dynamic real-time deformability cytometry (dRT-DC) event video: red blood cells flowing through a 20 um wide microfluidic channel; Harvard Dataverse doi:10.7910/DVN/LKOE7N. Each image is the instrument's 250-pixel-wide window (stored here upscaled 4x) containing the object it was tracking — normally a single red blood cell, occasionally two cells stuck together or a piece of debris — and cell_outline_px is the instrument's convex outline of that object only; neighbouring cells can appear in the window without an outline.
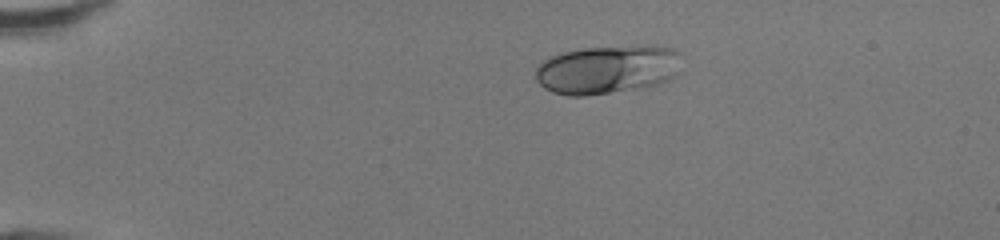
{"species": "human", "species_latin": "Homo sapiens", "temperature_condition": "room temperature", "stored_images_in_passage": 39, "camera_frame_rate_fps": 3000, "um_per_image_px": 0.085, "donor": {"sex": "female"}, "frame": {"image": 1, "passage_image": 1, "time_ms": 0.0, "image_size_px": [1000, 240], "cell_outline_px": [[680, 52], [676, 76], [656, 84], [640, 88], [584, 96], [568, 96], [552, 92], [544, 88], [536, 80], [536, 68], [544, 60], [552, 56], [564, 52], [584, 48], [648, 44], [676, 48]], "centroid_in_image_um": [51.64, 5.89], "position_along_channel_um": 33.4, "area_um2": 41.62}}
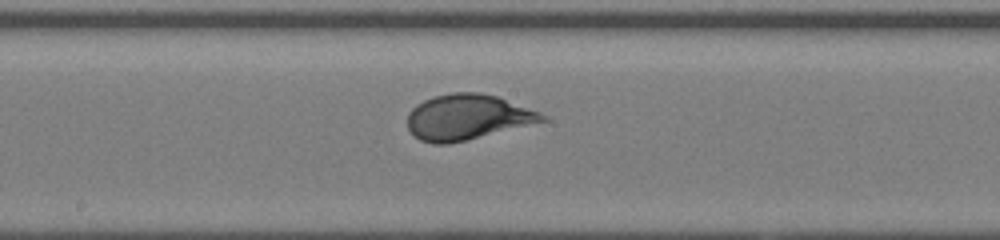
{"frame": {"image": 2, "passage_image": 18, "time_ms": 5.667, "image_size_px": [1000, 240], "cell_outline_px": [[548, 120], [448, 144], [432, 144], [420, 140], [408, 128], [408, 112], [416, 104], [424, 100], [436, 96], [452, 92], [480, 92], [496, 96], [540, 112], [548, 116]], "centroid_in_image_um": [39.71, 9.95], "position_along_channel_um": 208.5, "area_um2": 35.32}}
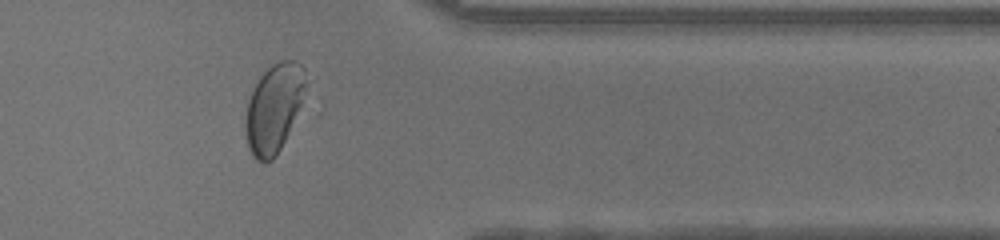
{"frame": {"image": 3, "passage_image": 31, "time_ms": 10.0, "image_size_px": [1000, 240], "cell_outline_px": [[316, 76], [276, 156], [272, 160], [264, 164], [256, 160], [252, 156], [248, 148], [244, 128], [244, 124], [248, 100], [260, 76], [272, 64], [280, 60], [292, 60], [300, 64]], "centroid_in_image_um": [23.38, 9.12], "position_along_channel_um": 388.0, "area_um2": 32.37}, "authors_computed_cell_mechanics": {"area_um2": 36.0094, "velocity_mm_per_s": 4.3037, "shape_relaxation_time_tau1_ms": 3.1886, "shape_relaxation_time_tau2_ms": null, "deformation_change_tau1": 0.1794, "deformation_change_tau2": null}}